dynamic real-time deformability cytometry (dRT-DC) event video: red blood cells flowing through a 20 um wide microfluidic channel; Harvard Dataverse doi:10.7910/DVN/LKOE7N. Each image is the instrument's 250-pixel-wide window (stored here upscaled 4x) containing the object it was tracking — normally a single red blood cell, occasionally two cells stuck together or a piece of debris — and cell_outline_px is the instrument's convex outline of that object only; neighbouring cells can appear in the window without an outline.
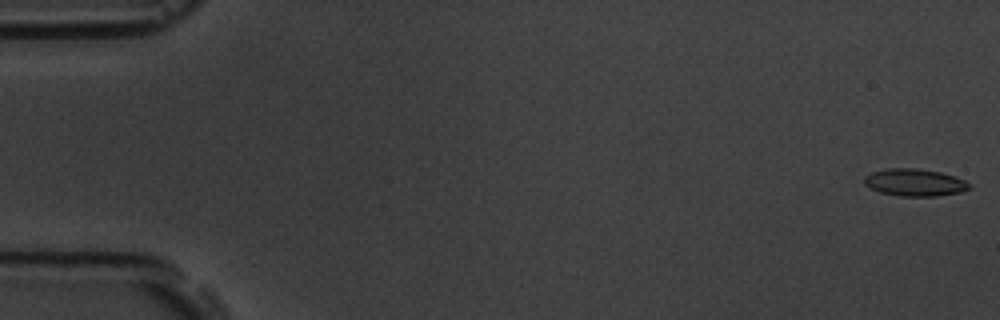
{"species": "common noctule bat (a hibernating species)", "species_latin": "Nyctalus noctula", "temperature_condition": "room temperature", "stored_images_in_passage": 17, "camera_frame_rate_fps": 3000, "um_per_image_px": 0.085, "animal": {"sex": "male", "body_mass_g": 19.5, "forearm_length_mm": 54.6}, "frame": {"image": 1, "passage_image": 1, "time_ms": 0.0, "image_size_px": [1000, 320], "cell_outline_px": [[972, 188], [960, 192], [936, 196], [900, 196], [880, 192], [864, 184], [864, 176], [872, 172], [888, 168], [916, 168], [940, 172], [964, 180]], "centroid_in_image_um": [77.73, 15.51], "position_along_channel_um": 7.3, "area_um2": 16.53}}
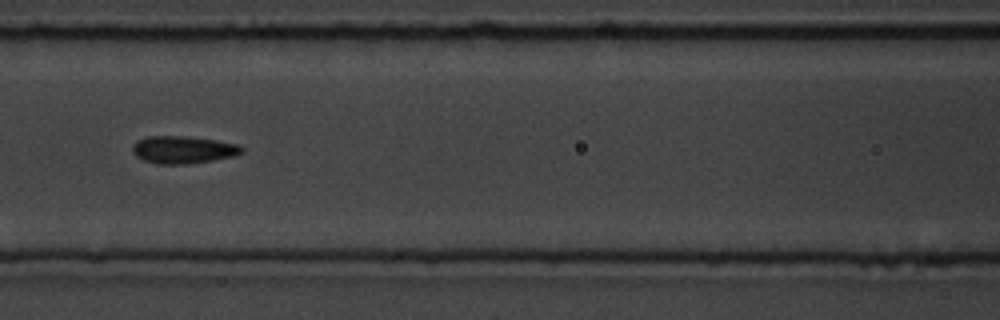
{"frame": {"image": 2, "passage_image": 8, "time_ms": 8.0, "image_size_px": [1000, 320], "cell_outline_px": [[244, 152], [236, 156], [188, 164], [156, 164], [144, 160], [136, 156], [132, 152], [132, 144], [136, 140], [148, 136], [188, 136], [216, 140], [236, 144], [244, 148]], "centroid_in_image_um": [15.55, 12.72], "position_along_channel_um": 151.0, "area_um2": 17.69}}
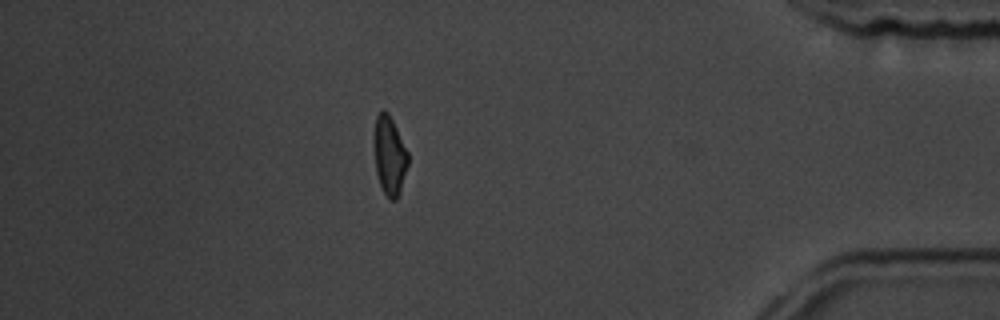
{"frame": {"image": 3, "passage_image": 15, "time_ms": 16.0, "image_size_px": [1000, 320], "cell_outline_px": [[408, 164], [400, 192], [396, 200], [388, 200], [380, 184], [376, 172], [372, 140], [372, 136], [376, 116], [384, 108], [388, 112], [408, 152]], "centroid_in_image_um": [33.07, 13.21], "position_along_channel_um": 402.1, "area_um2": 15.9}, "authors_computed_cell_mechanics": {"area_um2": 16.7042, "velocity_mm_per_s": 3.6654, "shape_relaxation_time_tau1_ms": 5.3567, "shape_relaxation_time_tau2_ms": 2.9577, "deformation_change_tau1": 0.1186, "deformation_change_tau2": 0.0494}}